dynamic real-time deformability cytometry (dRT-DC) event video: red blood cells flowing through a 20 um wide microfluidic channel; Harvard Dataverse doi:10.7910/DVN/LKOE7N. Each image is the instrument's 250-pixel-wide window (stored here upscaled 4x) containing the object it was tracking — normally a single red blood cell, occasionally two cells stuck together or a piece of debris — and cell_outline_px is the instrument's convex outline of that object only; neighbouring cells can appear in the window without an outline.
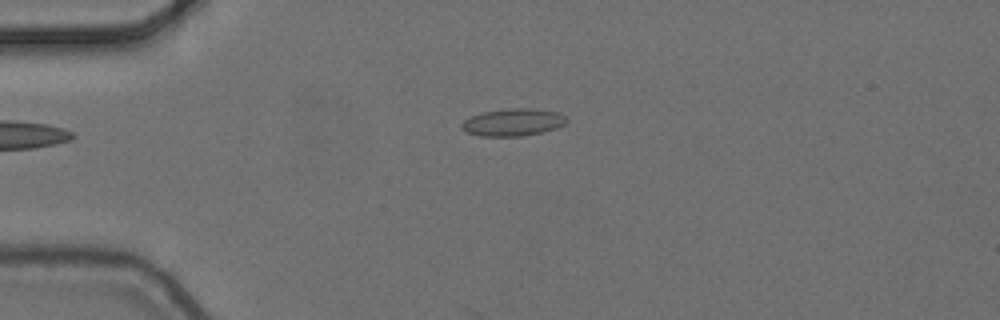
{"species": "common noctule bat (a hibernating species)", "species_latin": "Nyctalus noctula", "temperature_condition": "cold", "stored_images_in_passage": 2, "camera_frame_rate_fps": 3000, "um_per_image_px": 0.085, "animal": {"sex": "female", "body_mass_g": 24.6, "forearm_length_mm": 56.2}, "frame": {"image": 1, "passage_image": 2, "time_ms": 0.333, "image_size_px": [1000, 320], "cell_outline_px": [[568, 120], [564, 124], [556, 128], [524, 136], [480, 136], [468, 132], [460, 128], [460, 124], [464, 120], [472, 116], [484, 112], [512, 108], [532, 108], [556, 112], [564, 116]], "centroid_in_image_um": [43.59, 10.4], "position_along_channel_um": 41.4, "area_um2": 16.53}}